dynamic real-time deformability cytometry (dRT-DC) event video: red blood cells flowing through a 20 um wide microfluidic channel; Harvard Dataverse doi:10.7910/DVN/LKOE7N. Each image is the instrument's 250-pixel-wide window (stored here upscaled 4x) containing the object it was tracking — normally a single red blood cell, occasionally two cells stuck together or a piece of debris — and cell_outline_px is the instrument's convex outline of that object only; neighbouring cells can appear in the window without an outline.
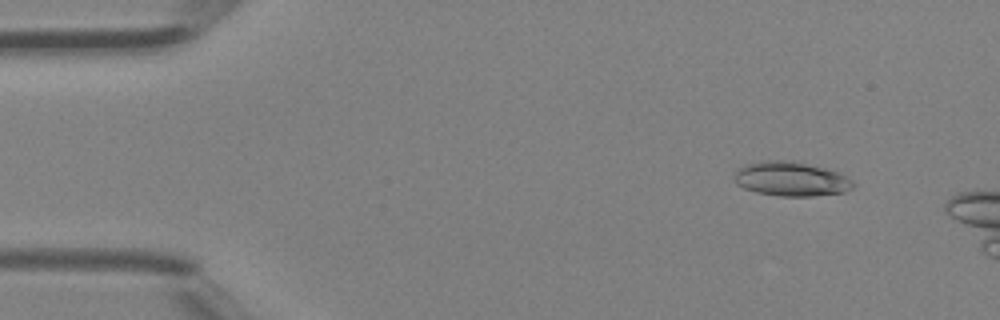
{"species": "Egyptian fruit bat (a non-hibernating species)", "species_latin": "Rousettus aegyptiacus", "temperature_condition": "room temperature", "stored_images_in_passage": 4, "camera_frame_rate_fps": 3000, "um_per_image_px": 0.085, "animal": {"sex": "female"}, "frame": {"image": 1, "passage_image": 2, "time_ms": 0.333, "image_size_px": [1000, 320], "cell_outline_px": [[856, 184], [852, 188], [844, 192], [812, 196], [780, 196], [756, 192], [744, 188], [736, 184], [736, 172], [744, 164], [764, 160], [792, 160], [840, 172], [852, 180]], "centroid_in_image_um": [67.27, 15.2], "position_along_channel_um": 17.7, "area_um2": 23.81}}